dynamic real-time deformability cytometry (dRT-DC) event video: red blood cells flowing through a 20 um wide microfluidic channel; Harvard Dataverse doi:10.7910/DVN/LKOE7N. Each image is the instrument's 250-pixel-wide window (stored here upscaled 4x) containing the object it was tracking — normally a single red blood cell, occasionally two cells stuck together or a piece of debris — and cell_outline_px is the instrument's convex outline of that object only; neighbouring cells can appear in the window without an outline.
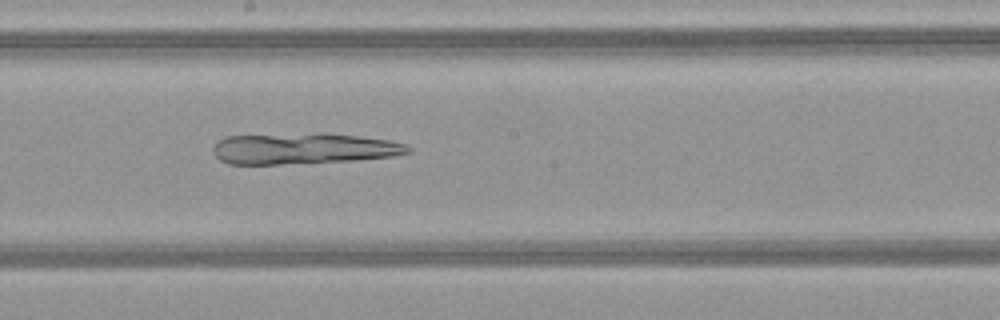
{"species": "common noctule bat (a hibernating species)", "species_latin": "Nyctalus noctula", "temperature_condition": "warm", "stored_images_in_passage": 48, "camera_frame_rate_fps": 3000, "um_per_image_px": 0.085, "animal": {"sex": "female", "body_mass_g": 21.9}, "frame": {"image": 1, "passage_image": 27, "time_ms": 8.667, "image_size_px": [1000, 320], "cell_outline_px": [[412, 152], [392, 156], [356, 160], [280, 164], [228, 164], [220, 160], [212, 152], [212, 148], [224, 136], [356, 136], [388, 140], [404, 144], [412, 148]], "centroid_in_image_um": [25.78, 12.68], "position_along_channel_um": 222.4, "area_um2": 33.52}}